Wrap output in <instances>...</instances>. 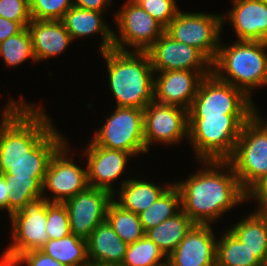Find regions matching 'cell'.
Returning a JSON list of instances; mask_svg holds the SVG:
<instances>
[{"label": "cell", "mask_w": 267, "mask_h": 266, "mask_svg": "<svg viewBox=\"0 0 267 266\" xmlns=\"http://www.w3.org/2000/svg\"><path fill=\"white\" fill-rule=\"evenodd\" d=\"M5 106L0 123V173L5 179H44L51 157L67 139L46 111L26 104L22 95Z\"/></svg>", "instance_id": "obj_1"}, {"label": "cell", "mask_w": 267, "mask_h": 266, "mask_svg": "<svg viewBox=\"0 0 267 266\" xmlns=\"http://www.w3.org/2000/svg\"><path fill=\"white\" fill-rule=\"evenodd\" d=\"M199 163L207 168L197 170L188 179L174 185L180 191L181 210L195 224L211 225L225 212L247 201L246 191L227 161L207 160Z\"/></svg>", "instance_id": "obj_2"}, {"label": "cell", "mask_w": 267, "mask_h": 266, "mask_svg": "<svg viewBox=\"0 0 267 266\" xmlns=\"http://www.w3.org/2000/svg\"><path fill=\"white\" fill-rule=\"evenodd\" d=\"M106 60L109 87L116 107L145 109L154 101V70L147 52L110 49L100 52Z\"/></svg>", "instance_id": "obj_3"}, {"label": "cell", "mask_w": 267, "mask_h": 266, "mask_svg": "<svg viewBox=\"0 0 267 266\" xmlns=\"http://www.w3.org/2000/svg\"><path fill=\"white\" fill-rule=\"evenodd\" d=\"M221 43L212 62V73L251 99V90L267 86V42L236 40L228 46Z\"/></svg>", "instance_id": "obj_4"}, {"label": "cell", "mask_w": 267, "mask_h": 266, "mask_svg": "<svg viewBox=\"0 0 267 266\" xmlns=\"http://www.w3.org/2000/svg\"><path fill=\"white\" fill-rule=\"evenodd\" d=\"M253 114L188 116V140L197 161H226L233 153L243 125Z\"/></svg>", "instance_id": "obj_5"}, {"label": "cell", "mask_w": 267, "mask_h": 266, "mask_svg": "<svg viewBox=\"0 0 267 266\" xmlns=\"http://www.w3.org/2000/svg\"><path fill=\"white\" fill-rule=\"evenodd\" d=\"M226 161L245 191L267 173V121L259 112L243 125L234 151Z\"/></svg>", "instance_id": "obj_6"}, {"label": "cell", "mask_w": 267, "mask_h": 266, "mask_svg": "<svg viewBox=\"0 0 267 266\" xmlns=\"http://www.w3.org/2000/svg\"><path fill=\"white\" fill-rule=\"evenodd\" d=\"M256 111L253 100L240 89L211 73L202 79L188 116L254 114Z\"/></svg>", "instance_id": "obj_7"}, {"label": "cell", "mask_w": 267, "mask_h": 266, "mask_svg": "<svg viewBox=\"0 0 267 266\" xmlns=\"http://www.w3.org/2000/svg\"><path fill=\"white\" fill-rule=\"evenodd\" d=\"M143 122V109L116 107L91 141L97 146L121 150L133 156L145 154Z\"/></svg>", "instance_id": "obj_8"}, {"label": "cell", "mask_w": 267, "mask_h": 266, "mask_svg": "<svg viewBox=\"0 0 267 266\" xmlns=\"http://www.w3.org/2000/svg\"><path fill=\"white\" fill-rule=\"evenodd\" d=\"M222 25V14L179 10L165 32L174 40L197 48L213 62L221 41Z\"/></svg>", "instance_id": "obj_9"}, {"label": "cell", "mask_w": 267, "mask_h": 266, "mask_svg": "<svg viewBox=\"0 0 267 266\" xmlns=\"http://www.w3.org/2000/svg\"><path fill=\"white\" fill-rule=\"evenodd\" d=\"M118 35L113 31V48L146 52L165 32V28L133 0H126L115 13ZM133 50H127L125 47Z\"/></svg>", "instance_id": "obj_10"}, {"label": "cell", "mask_w": 267, "mask_h": 266, "mask_svg": "<svg viewBox=\"0 0 267 266\" xmlns=\"http://www.w3.org/2000/svg\"><path fill=\"white\" fill-rule=\"evenodd\" d=\"M48 202L39 197L10 216L13 241L4 253L19 257L26 251L40 249L49 240L46 231Z\"/></svg>", "instance_id": "obj_11"}, {"label": "cell", "mask_w": 267, "mask_h": 266, "mask_svg": "<svg viewBox=\"0 0 267 266\" xmlns=\"http://www.w3.org/2000/svg\"><path fill=\"white\" fill-rule=\"evenodd\" d=\"M68 143L65 142L51 157L44 182L42 185L43 195L49 202L64 201L74 197L85 190L89 185L87 181V169H83L73 162L68 153ZM52 192L51 197H45V191Z\"/></svg>", "instance_id": "obj_12"}, {"label": "cell", "mask_w": 267, "mask_h": 266, "mask_svg": "<svg viewBox=\"0 0 267 266\" xmlns=\"http://www.w3.org/2000/svg\"><path fill=\"white\" fill-rule=\"evenodd\" d=\"M188 111L175 105L151 102L144 109V142L146 152L155 142L173 145L188 138Z\"/></svg>", "instance_id": "obj_13"}, {"label": "cell", "mask_w": 267, "mask_h": 266, "mask_svg": "<svg viewBox=\"0 0 267 266\" xmlns=\"http://www.w3.org/2000/svg\"><path fill=\"white\" fill-rule=\"evenodd\" d=\"M154 73L189 70L204 77L212 73V62L197 48L178 42L166 32L146 51Z\"/></svg>", "instance_id": "obj_14"}, {"label": "cell", "mask_w": 267, "mask_h": 266, "mask_svg": "<svg viewBox=\"0 0 267 266\" xmlns=\"http://www.w3.org/2000/svg\"><path fill=\"white\" fill-rule=\"evenodd\" d=\"M113 199L109 191L88 186L82 192L64 201L71 233L87 240L92 231L106 221L108 205Z\"/></svg>", "instance_id": "obj_15"}, {"label": "cell", "mask_w": 267, "mask_h": 266, "mask_svg": "<svg viewBox=\"0 0 267 266\" xmlns=\"http://www.w3.org/2000/svg\"><path fill=\"white\" fill-rule=\"evenodd\" d=\"M83 151L88 160L86 164L88 185L109 191L115 198L116 192L112 183L125 172L127 162L133 155L97 146L92 141L88 143L86 151L85 149Z\"/></svg>", "instance_id": "obj_16"}, {"label": "cell", "mask_w": 267, "mask_h": 266, "mask_svg": "<svg viewBox=\"0 0 267 266\" xmlns=\"http://www.w3.org/2000/svg\"><path fill=\"white\" fill-rule=\"evenodd\" d=\"M214 233L211 225L195 224L167 257V266H216Z\"/></svg>", "instance_id": "obj_17"}, {"label": "cell", "mask_w": 267, "mask_h": 266, "mask_svg": "<svg viewBox=\"0 0 267 266\" xmlns=\"http://www.w3.org/2000/svg\"><path fill=\"white\" fill-rule=\"evenodd\" d=\"M157 73L159 75L154 77V101L188 111L204 76L199 71L189 70Z\"/></svg>", "instance_id": "obj_18"}, {"label": "cell", "mask_w": 267, "mask_h": 266, "mask_svg": "<svg viewBox=\"0 0 267 266\" xmlns=\"http://www.w3.org/2000/svg\"><path fill=\"white\" fill-rule=\"evenodd\" d=\"M233 7L226 15L237 40L267 42V3L260 0H232ZM228 16V17H227Z\"/></svg>", "instance_id": "obj_19"}, {"label": "cell", "mask_w": 267, "mask_h": 266, "mask_svg": "<svg viewBox=\"0 0 267 266\" xmlns=\"http://www.w3.org/2000/svg\"><path fill=\"white\" fill-rule=\"evenodd\" d=\"M37 61L56 57L73 43L61 20H34L27 26Z\"/></svg>", "instance_id": "obj_20"}, {"label": "cell", "mask_w": 267, "mask_h": 266, "mask_svg": "<svg viewBox=\"0 0 267 266\" xmlns=\"http://www.w3.org/2000/svg\"><path fill=\"white\" fill-rule=\"evenodd\" d=\"M103 12L72 6L61 19L72 40L101 34L99 52L113 49V30L102 18Z\"/></svg>", "instance_id": "obj_21"}, {"label": "cell", "mask_w": 267, "mask_h": 266, "mask_svg": "<svg viewBox=\"0 0 267 266\" xmlns=\"http://www.w3.org/2000/svg\"><path fill=\"white\" fill-rule=\"evenodd\" d=\"M128 244L120 239L107 221L99 224L87 239L90 263L121 266Z\"/></svg>", "instance_id": "obj_22"}, {"label": "cell", "mask_w": 267, "mask_h": 266, "mask_svg": "<svg viewBox=\"0 0 267 266\" xmlns=\"http://www.w3.org/2000/svg\"><path fill=\"white\" fill-rule=\"evenodd\" d=\"M256 258L267 261V212L255 210L228 229Z\"/></svg>", "instance_id": "obj_23"}, {"label": "cell", "mask_w": 267, "mask_h": 266, "mask_svg": "<svg viewBox=\"0 0 267 266\" xmlns=\"http://www.w3.org/2000/svg\"><path fill=\"white\" fill-rule=\"evenodd\" d=\"M159 186L139 179H124L115 201L123 209L140 214L152 205L172 184Z\"/></svg>", "instance_id": "obj_24"}, {"label": "cell", "mask_w": 267, "mask_h": 266, "mask_svg": "<svg viewBox=\"0 0 267 266\" xmlns=\"http://www.w3.org/2000/svg\"><path fill=\"white\" fill-rule=\"evenodd\" d=\"M194 225L191 218L180 210L173 217L147 230L145 235L168 257Z\"/></svg>", "instance_id": "obj_25"}, {"label": "cell", "mask_w": 267, "mask_h": 266, "mask_svg": "<svg viewBox=\"0 0 267 266\" xmlns=\"http://www.w3.org/2000/svg\"><path fill=\"white\" fill-rule=\"evenodd\" d=\"M40 250L67 266H85L89 263L87 240L72 233L61 239L48 240Z\"/></svg>", "instance_id": "obj_26"}, {"label": "cell", "mask_w": 267, "mask_h": 266, "mask_svg": "<svg viewBox=\"0 0 267 266\" xmlns=\"http://www.w3.org/2000/svg\"><path fill=\"white\" fill-rule=\"evenodd\" d=\"M181 210L179 189L172 185L145 211L139 215L144 232L158 226L161 222L173 217Z\"/></svg>", "instance_id": "obj_27"}, {"label": "cell", "mask_w": 267, "mask_h": 266, "mask_svg": "<svg viewBox=\"0 0 267 266\" xmlns=\"http://www.w3.org/2000/svg\"><path fill=\"white\" fill-rule=\"evenodd\" d=\"M217 241L216 266H263L229 230Z\"/></svg>", "instance_id": "obj_28"}, {"label": "cell", "mask_w": 267, "mask_h": 266, "mask_svg": "<svg viewBox=\"0 0 267 266\" xmlns=\"http://www.w3.org/2000/svg\"><path fill=\"white\" fill-rule=\"evenodd\" d=\"M115 200L108 205L106 221L122 241L132 244L145 235L139 215L123 209Z\"/></svg>", "instance_id": "obj_29"}, {"label": "cell", "mask_w": 267, "mask_h": 266, "mask_svg": "<svg viewBox=\"0 0 267 266\" xmlns=\"http://www.w3.org/2000/svg\"><path fill=\"white\" fill-rule=\"evenodd\" d=\"M121 266H167V257L157 245L144 235L129 244Z\"/></svg>", "instance_id": "obj_30"}, {"label": "cell", "mask_w": 267, "mask_h": 266, "mask_svg": "<svg viewBox=\"0 0 267 266\" xmlns=\"http://www.w3.org/2000/svg\"><path fill=\"white\" fill-rule=\"evenodd\" d=\"M1 56L8 67L21 65L28 58L36 61L31 34L27 27L0 43Z\"/></svg>", "instance_id": "obj_31"}, {"label": "cell", "mask_w": 267, "mask_h": 266, "mask_svg": "<svg viewBox=\"0 0 267 266\" xmlns=\"http://www.w3.org/2000/svg\"><path fill=\"white\" fill-rule=\"evenodd\" d=\"M6 182L9 183V188L13 191L8 201L9 217L21 210L27 202L43 195L42 185L44 179H6Z\"/></svg>", "instance_id": "obj_32"}, {"label": "cell", "mask_w": 267, "mask_h": 266, "mask_svg": "<svg viewBox=\"0 0 267 266\" xmlns=\"http://www.w3.org/2000/svg\"><path fill=\"white\" fill-rule=\"evenodd\" d=\"M46 231L49 240L61 239L71 234L68 211L64 203H47Z\"/></svg>", "instance_id": "obj_33"}, {"label": "cell", "mask_w": 267, "mask_h": 266, "mask_svg": "<svg viewBox=\"0 0 267 266\" xmlns=\"http://www.w3.org/2000/svg\"><path fill=\"white\" fill-rule=\"evenodd\" d=\"M72 6V0H34L30 14L34 20H61Z\"/></svg>", "instance_id": "obj_34"}, {"label": "cell", "mask_w": 267, "mask_h": 266, "mask_svg": "<svg viewBox=\"0 0 267 266\" xmlns=\"http://www.w3.org/2000/svg\"><path fill=\"white\" fill-rule=\"evenodd\" d=\"M148 12L164 28L175 18L180 10L176 0H133Z\"/></svg>", "instance_id": "obj_35"}, {"label": "cell", "mask_w": 267, "mask_h": 266, "mask_svg": "<svg viewBox=\"0 0 267 266\" xmlns=\"http://www.w3.org/2000/svg\"><path fill=\"white\" fill-rule=\"evenodd\" d=\"M0 16L19 22L24 28L32 21L30 5L26 0H0Z\"/></svg>", "instance_id": "obj_36"}, {"label": "cell", "mask_w": 267, "mask_h": 266, "mask_svg": "<svg viewBox=\"0 0 267 266\" xmlns=\"http://www.w3.org/2000/svg\"><path fill=\"white\" fill-rule=\"evenodd\" d=\"M21 264L27 266H67L59 263L40 249L26 251L19 256Z\"/></svg>", "instance_id": "obj_37"}, {"label": "cell", "mask_w": 267, "mask_h": 266, "mask_svg": "<svg viewBox=\"0 0 267 266\" xmlns=\"http://www.w3.org/2000/svg\"><path fill=\"white\" fill-rule=\"evenodd\" d=\"M253 198L259 204L257 210L267 208V173L259 178L247 191L246 200Z\"/></svg>", "instance_id": "obj_38"}, {"label": "cell", "mask_w": 267, "mask_h": 266, "mask_svg": "<svg viewBox=\"0 0 267 266\" xmlns=\"http://www.w3.org/2000/svg\"><path fill=\"white\" fill-rule=\"evenodd\" d=\"M24 27L19 23L0 16V43L18 34Z\"/></svg>", "instance_id": "obj_39"}, {"label": "cell", "mask_w": 267, "mask_h": 266, "mask_svg": "<svg viewBox=\"0 0 267 266\" xmlns=\"http://www.w3.org/2000/svg\"><path fill=\"white\" fill-rule=\"evenodd\" d=\"M72 2L75 7L104 12L110 6L112 0H72Z\"/></svg>", "instance_id": "obj_40"}, {"label": "cell", "mask_w": 267, "mask_h": 266, "mask_svg": "<svg viewBox=\"0 0 267 266\" xmlns=\"http://www.w3.org/2000/svg\"><path fill=\"white\" fill-rule=\"evenodd\" d=\"M13 191L9 188V183L6 182L3 174L0 173V210L8 212L9 196Z\"/></svg>", "instance_id": "obj_41"}, {"label": "cell", "mask_w": 267, "mask_h": 266, "mask_svg": "<svg viewBox=\"0 0 267 266\" xmlns=\"http://www.w3.org/2000/svg\"><path fill=\"white\" fill-rule=\"evenodd\" d=\"M20 266L21 261L19 257L11 256L3 252V255L0 257V266Z\"/></svg>", "instance_id": "obj_42"}, {"label": "cell", "mask_w": 267, "mask_h": 266, "mask_svg": "<svg viewBox=\"0 0 267 266\" xmlns=\"http://www.w3.org/2000/svg\"><path fill=\"white\" fill-rule=\"evenodd\" d=\"M85 266H108V265H99V264H95V263H88L87 265Z\"/></svg>", "instance_id": "obj_43"}, {"label": "cell", "mask_w": 267, "mask_h": 266, "mask_svg": "<svg viewBox=\"0 0 267 266\" xmlns=\"http://www.w3.org/2000/svg\"><path fill=\"white\" fill-rule=\"evenodd\" d=\"M26 1L30 5L34 0H26Z\"/></svg>", "instance_id": "obj_44"}]
</instances>
